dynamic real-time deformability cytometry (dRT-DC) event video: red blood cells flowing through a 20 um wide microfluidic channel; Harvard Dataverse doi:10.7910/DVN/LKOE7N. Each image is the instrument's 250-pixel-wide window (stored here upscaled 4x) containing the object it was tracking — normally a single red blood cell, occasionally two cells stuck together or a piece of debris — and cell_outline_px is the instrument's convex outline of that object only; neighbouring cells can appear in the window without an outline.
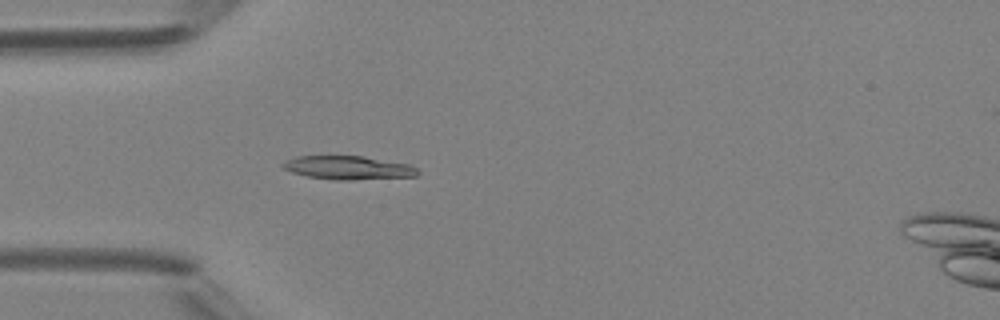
{"species": "Egyptian fruit bat (a non-hibernating species)", "species_latin": "Rousettus aegyptiacus", "temperature_condition": "room temperature", "stored_images_in_passage": 5, "camera_frame_rate_fps": 3000, "um_per_image_px": 0.085, "animal": {"sex": "female"}, "frame": {"image": 1, "passage_image": 5, "time_ms": 4.667, "image_size_px": [1000, 320], "cell_outline_px": [[420, 172], [416, 176], [352, 180], [336, 180], [308, 176], [292, 172], [284, 168], [280, 164], [284, 160], [296, 156], [364, 156], [408, 164], [416, 168]], "centroid_in_image_um": [29.58, 14.25], "position_along_channel_um": 55.4, "area_um2": 18.5}}